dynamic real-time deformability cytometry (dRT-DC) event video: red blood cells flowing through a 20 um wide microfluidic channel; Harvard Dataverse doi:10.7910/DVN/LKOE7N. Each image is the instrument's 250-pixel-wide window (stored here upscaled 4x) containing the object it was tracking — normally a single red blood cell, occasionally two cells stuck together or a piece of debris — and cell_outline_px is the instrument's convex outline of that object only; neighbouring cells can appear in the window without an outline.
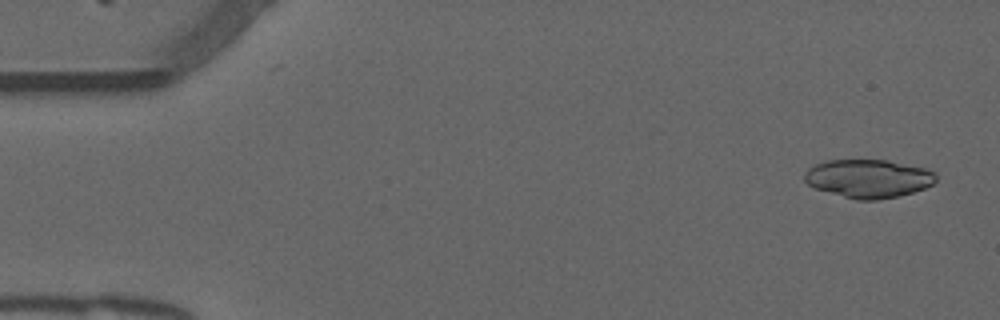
{"species": "common noctule bat (a hibernating species)", "species_latin": "Nyctalus noctula", "temperature_condition": "warm", "stored_images_in_passage": 52, "camera_frame_rate_fps": 3000, "um_per_image_px": 0.085, "animal": {"sex": "male", "forearm_length_mm": 52.5}, "frame": {"image": 1, "passage_image": 3, "time_ms": 0.667, "image_size_px": [1000, 320], "cell_outline_px": [[936, 180], [932, 184], [924, 188], [912, 192], [896, 196], [876, 200], [856, 200], [812, 188], [804, 180], [804, 172], [808, 168], [816, 164], [828, 160], [888, 160], [928, 168], [936, 172]], "centroid_in_image_um": [73.8, 15.17], "position_along_channel_um": 11.2, "area_um2": 29.59}}
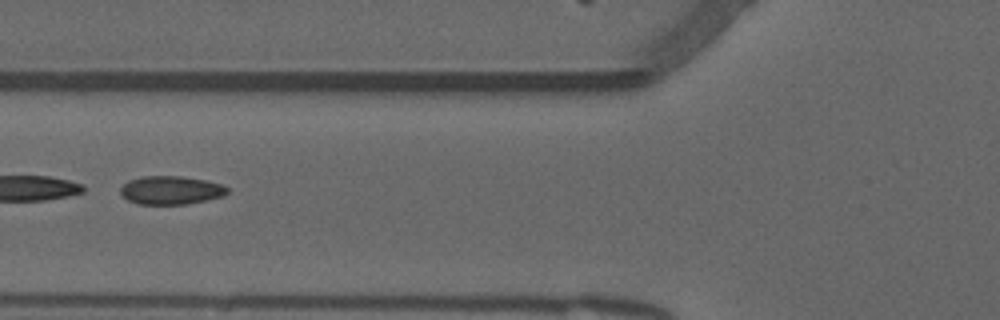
{"frame": {"image": 2, "passage_image": 21, "time_ms": 6.667, "image_size_px": [1000, 320], "cell_outline_px": [[228, 192], [224, 196], [188, 204], [140, 204], [128, 200], [120, 192], [120, 188], [128, 180], [140, 176], [180, 176], [204, 180], [220, 184], [228, 188]], "centroid_in_image_um": [14.52, 16.16], "position_along_channel_um": 111.3, "area_um2": 17.63}}
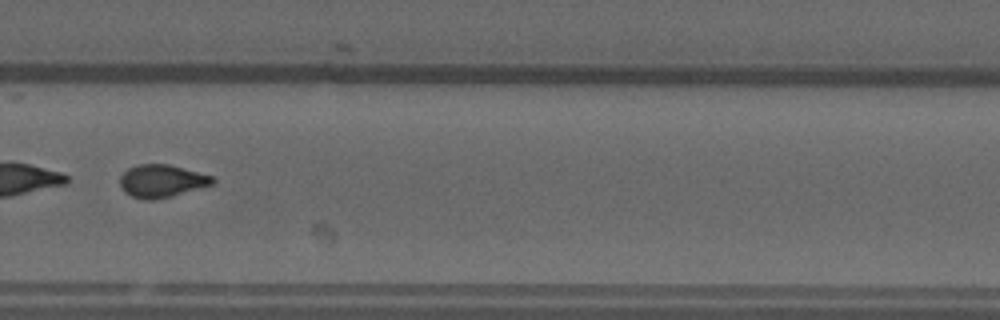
{"frame": {"image": 3, "passage_image": 37, "time_ms": 12.0, "image_size_px": [1000, 320], "cell_outline_px": [[216, 184], [156, 200], [144, 200], [132, 196], [124, 192], [120, 188], [120, 176], [128, 168], [136, 164], [168, 164], [212, 176], [216, 180]], "centroid_in_image_um": [13.74, 15.39], "position_along_channel_um": 316.1, "area_um2": 17.8}}